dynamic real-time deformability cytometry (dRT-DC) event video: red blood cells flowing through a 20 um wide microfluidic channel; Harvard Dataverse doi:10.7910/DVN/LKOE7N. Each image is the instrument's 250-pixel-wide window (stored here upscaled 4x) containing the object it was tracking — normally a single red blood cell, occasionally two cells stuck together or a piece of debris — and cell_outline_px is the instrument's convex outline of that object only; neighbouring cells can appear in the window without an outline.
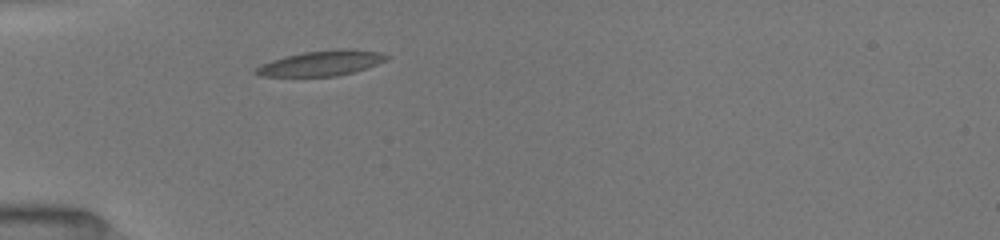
{"species": "common noctule bat (a hibernating species)", "species_latin": "Nyctalus noctula", "temperature_condition": "room temperature", "stored_images_in_passage": 31, "camera_frame_rate_fps": 3000, "um_per_image_px": 0.085, "animal": {"sex": "female", "body_mass_g": 19.5, "forearm_length_mm": 54.1}, "frame": {"image": 1, "passage_image": 1, "time_ms": 0.0, "image_size_px": [1000, 240], "cell_outline_px": [[392, 56], [376, 64], [356, 72], [336, 76], [260, 76], [252, 72], [260, 64], [284, 56], [304, 52], [340, 48], [352, 48], [380, 52]], "centroid_in_image_um": [27.32, 5.36], "position_along_channel_um": 57.7, "area_um2": 19.36}}
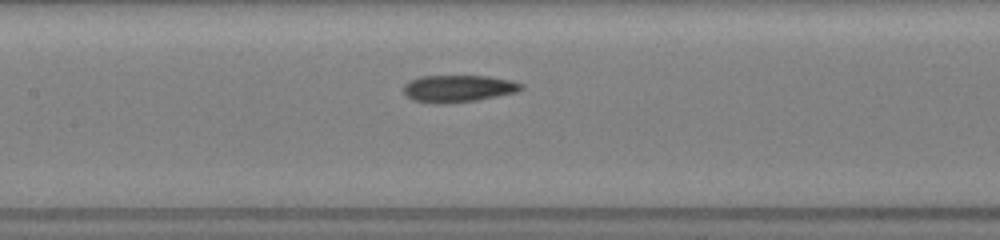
{"frame": {"image": 2, "passage_image": 10, "time_ms": 3.0, "image_size_px": [1000, 240], "cell_outline_px": [[524, 88], [516, 92], [476, 100], [444, 104], [436, 104], [412, 100], [404, 92], [404, 84], [420, 76], [488, 76], [512, 80], [524, 84]], "centroid_in_image_um": [38.97, 7.52], "position_along_channel_um": 168.4, "area_um2": 18.55}}
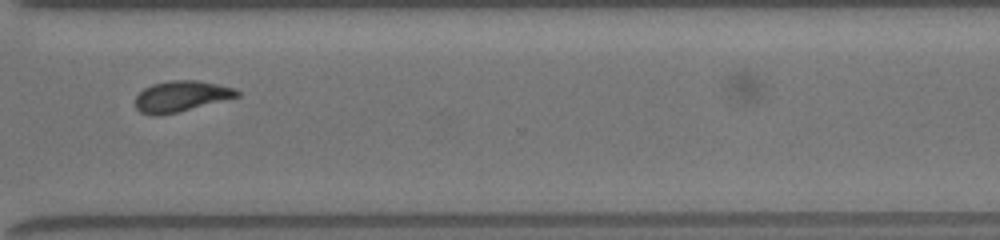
{"frame": {"image": 3, "passage_image": 24, "time_ms": 7.667, "image_size_px": [1000, 240], "cell_outline_px": [[240, 96], [160, 116], [148, 116], [140, 112], [136, 108], [136, 96], [144, 88], [152, 84], [168, 80], [200, 80], [236, 88], [240, 92]], "centroid_in_image_um": [15.38, 8.18], "position_along_channel_um": 355.2, "area_um2": 18.38}}